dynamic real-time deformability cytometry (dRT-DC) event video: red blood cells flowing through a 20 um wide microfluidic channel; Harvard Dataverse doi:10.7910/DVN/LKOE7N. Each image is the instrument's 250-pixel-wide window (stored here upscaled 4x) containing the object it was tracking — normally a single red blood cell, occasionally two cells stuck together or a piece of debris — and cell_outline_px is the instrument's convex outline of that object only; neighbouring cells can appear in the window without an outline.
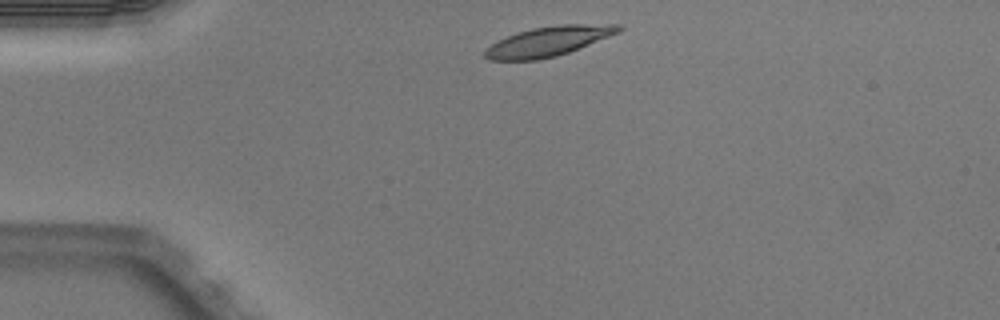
{"species": "Egyptian fruit bat (a non-hibernating species)", "species_latin": "Rousettus aegyptiacus", "temperature_condition": "warm", "stored_images_in_passage": 1, "camera_frame_rate_fps": 3000, "um_per_image_px": 0.085, "animal": {"sex": "male"}, "frame": {"image": 1, "passage_image": 1, "time_ms": 0.0, "image_size_px": [1000, 320], "cell_outline_px": [[624, 28], [620, 32], [568, 52], [556, 56], [540, 60], [488, 60], [484, 56], [484, 48], [516, 32], [532, 28], [560, 24], [620, 24]], "centroid_in_image_um": [46.61, 3.51], "position_along_channel_um": 38.4, "area_um2": 23.12}}